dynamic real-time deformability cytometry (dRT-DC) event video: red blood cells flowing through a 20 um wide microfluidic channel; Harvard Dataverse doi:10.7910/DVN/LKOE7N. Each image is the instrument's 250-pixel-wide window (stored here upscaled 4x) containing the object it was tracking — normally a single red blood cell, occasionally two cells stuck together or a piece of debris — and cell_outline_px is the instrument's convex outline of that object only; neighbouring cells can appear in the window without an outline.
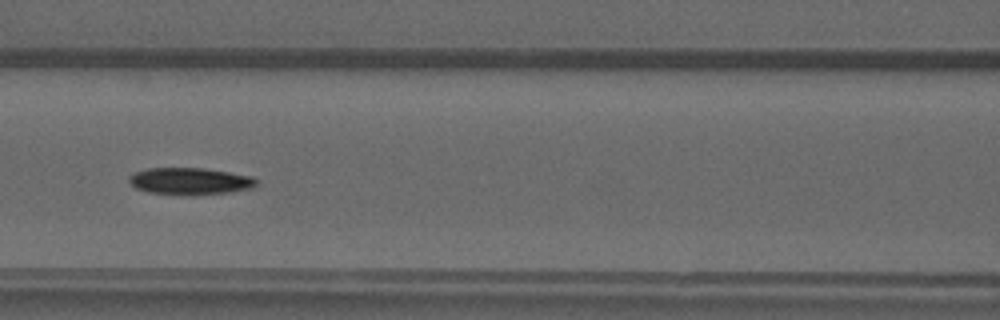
{"species": "common noctule bat (a hibernating species)", "species_latin": "Nyctalus noctula", "temperature_condition": "warm", "stored_images_in_passage": 48, "camera_frame_rate_fps": 3000, "um_per_image_px": 0.085, "animal": {"sex": "male", "forearm_length_mm": 52.5}, "frame": {"image": 1, "passage_image": 21, "time_ms": 6.667, "image_size_px": [1000, 320], "cell_outline_px": [[260, 180], [252, 188], [228, 192], [148, 192], [136, 188], [128, 180], [128, 176], [136, 172], [148, 168], [204, 168], [252, 176]], "centroid_in_image_um": [16.17, 15.34], "position_along_channel_um": 150.4, "area_um2": 18.96}}
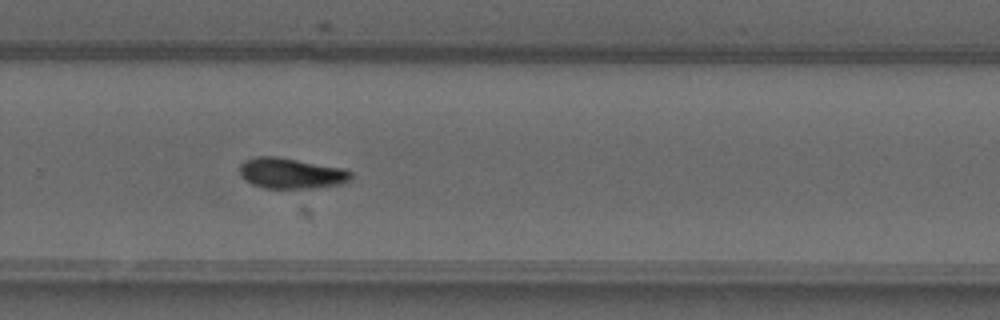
{"frame": {"image": 2, "passage_image": 32, "time_ms": 10.333, "image_size_px": [1000, 320], "cell_outline_px": [[352, 180], [344, 184], [316, 188], [264, 188], [252, 184], [240, 172], [240, 164], [244, 160], [256, 156], [276, 156], [344, 168], [352, 172]], "centroid_in_image_um": [24.81, 14.73], "position_along_channel_um": 305.0, "area_um2": 20.0}}
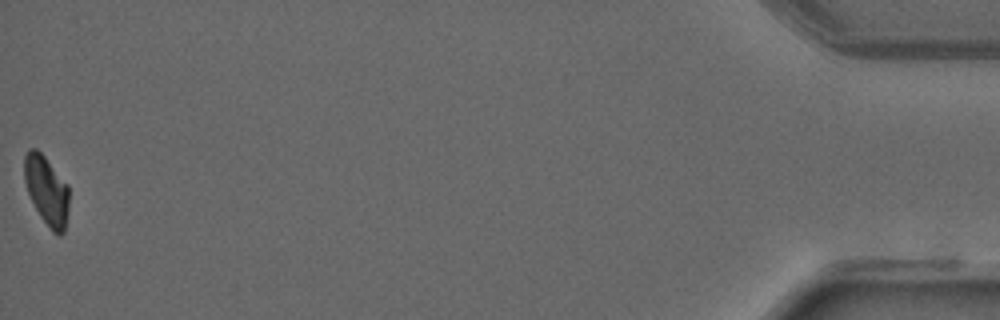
{"frame": {"image": 3, "passage_image": 48, "time_ms": 15.667, "image_size_px": [1000, 320], "cell_outline_px": [[68, 212], [64, 232], [60, 236], [56, 236], [52, 232], [40, 216], [28, 192], [24, 180], [24, 156], [28, 148], [36, 148], [44, 156], [68, 184]], "centroid_in_image_um": [3.97, 16.2], "position_along_channel_um": 431.2, "area_um2": 18.03}}